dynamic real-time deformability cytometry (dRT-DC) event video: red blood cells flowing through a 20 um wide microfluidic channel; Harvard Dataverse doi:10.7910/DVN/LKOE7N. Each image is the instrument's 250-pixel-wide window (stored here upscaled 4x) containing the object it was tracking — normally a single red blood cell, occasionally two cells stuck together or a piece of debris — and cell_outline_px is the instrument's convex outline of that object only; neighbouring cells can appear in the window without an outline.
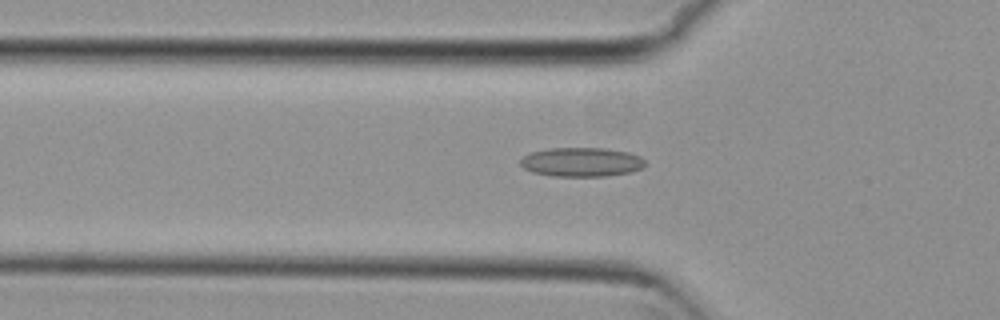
{"species": "common noctule bat (a hibernating species)", "species_latin": "Nyctalus noctula", "temperature_condition": "cold", "stored_images_in_passage": 32, "camera_frame_rate_fps": 3000, "um_per_image_px": 0.085, "animal": {"sex": "female", "body_mass_g": 29.2, "forearm_length_mm": 56.3}, "frame": {"image": 1, "passage_image": 19, "time_ms": 6.0, "image_size_px": [1000, 320], "cell_outline_px": [[644, 164], [640, 168], [632, 172], [608, 176], [552, 176], [532, 172], [524, 168], [520, 164], [520, 160], [524, 156], [532, 152], [548, 148], [604, 148], [628, 152], [640, 156], [644, 160]], "centroid_in_image_um": [49.42, 13.77], "position_along_channel_um": 76.4, "area_um2": 21.15}}
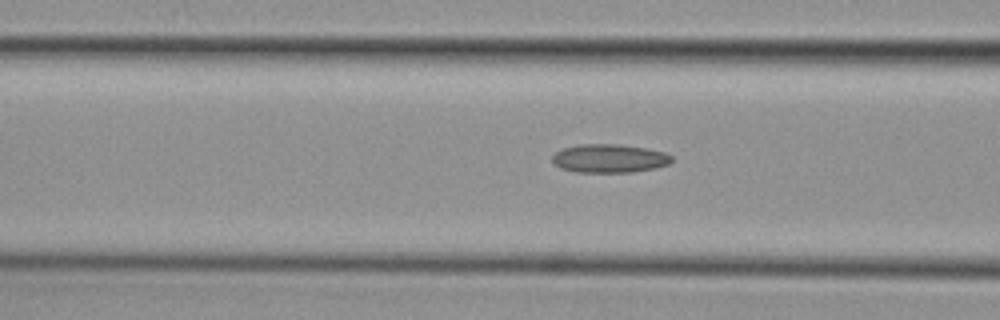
{"frame": {"image": 2, "passage_image": 22, "time_ms": 7.0, "image_size_px": [1000, 320], "cell_outline_px": [[672, 160], [668, 164], [652, 168], [632, 172], [576, 172], [560, 168], [552, 160], [552, 156], [556, 152], [564, 148], [580, 144], [620, 144], [644, 148], [664, 152], [672, 156]], "centroid_in_image_um": [51.77, 13.46], "position_along_channel_um": 114.8, "area_um2": 19.65}}
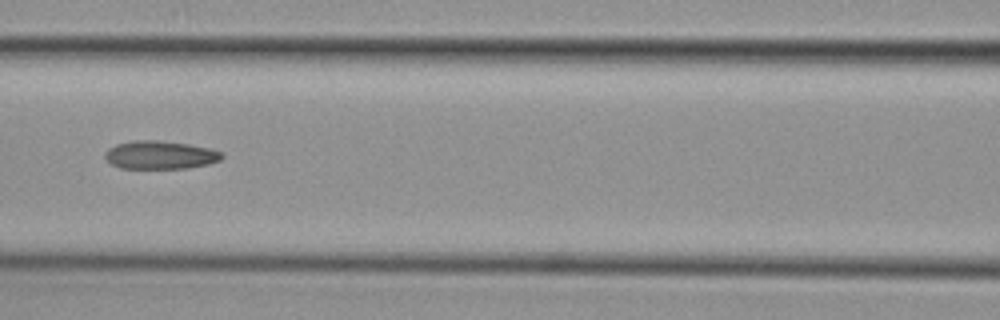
{"frame": {"image": 3, "passage_image": 25, "time_ms": 8.0, "image_size_px": [1000, 320], "cell_outline_px": [[224, 156], [220, 160], [208, 164], [188, 168], [120, 168], [112, 164], [104, 156], [104, 152], [108, 148], [116, 144], [136, 140], [156, 140], [188, 144], [208, 148], [224, 152]], "centroid_in_image_um": [13.62, 13.17], "position_along_channel_um": 153.0, "area_um2": 19.19}}